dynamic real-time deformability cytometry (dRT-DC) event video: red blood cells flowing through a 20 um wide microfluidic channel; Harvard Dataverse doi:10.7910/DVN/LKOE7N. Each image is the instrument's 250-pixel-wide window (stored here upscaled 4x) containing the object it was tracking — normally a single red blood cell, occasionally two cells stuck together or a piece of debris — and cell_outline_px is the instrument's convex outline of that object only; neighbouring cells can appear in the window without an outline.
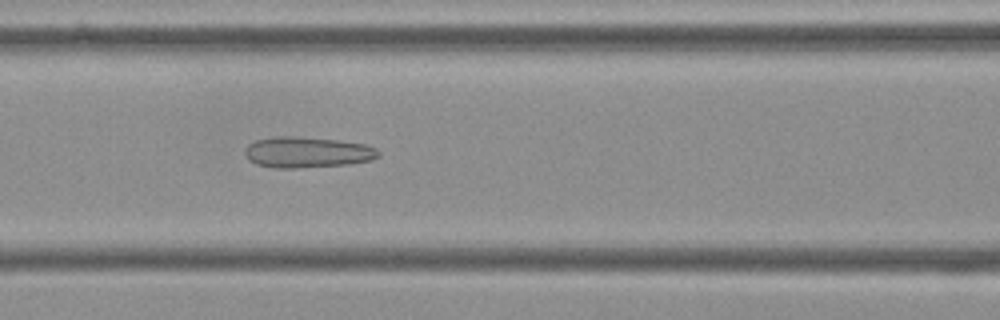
{"species": "Egyptian fruit bat (a non-hibernating species)", "species_latin": "Rousettus aegyptiacus", "temperature_condition": "cold", "stored_images_in_passage": 55, "camera_frame_rate_fps": 3000, "um_per_image_px": 0.085, "frame": {"image": 1, "passage_image": 23, "time_ms": 7.333, "image_size_px": [1000, 320], "cell_outline_px": [[380, 156], [372, 160], [348, 164], [296, 168], [272, 168], [256, 164], [248, 160], [244, 152], [244, 148], [248, 144], [256, 140], [276, 136], [292, 136], [340, 140], [364, 144], [376, 148], [380, 152]], "centroid_in_image_um": [26.09, 12.94], "position_along_channel_um": 140.5, "area_um2": 24.22}}
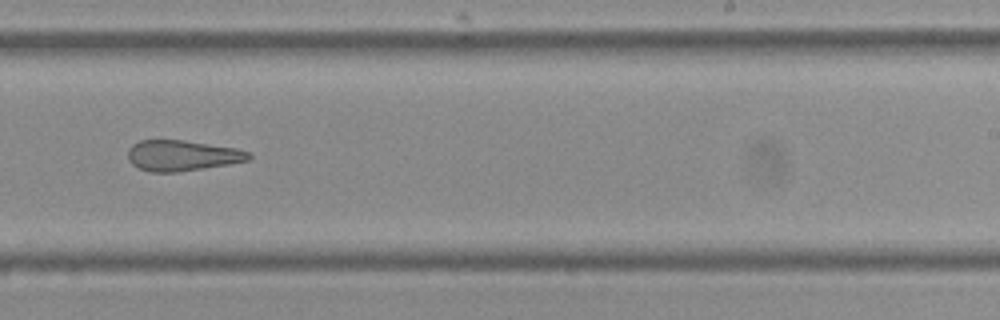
{"frame": {"image": 2, "passage_image": 34, "time_ms": 11.0, "image_size_px": [1000, 320], "cell_outline_px": [[252, 156], [248, 160], [228, 164], [204, 168], [176, 172], [148, 172], [132, 164], [128, 160], [128, 148], [132, 144], [140, 140], [184, 140], [236, 148], [248, 152]], "centroid_in_image_um": [15.44, 13.22], "position_along_channel_um": 273.6, "area_um2": 21.56}}
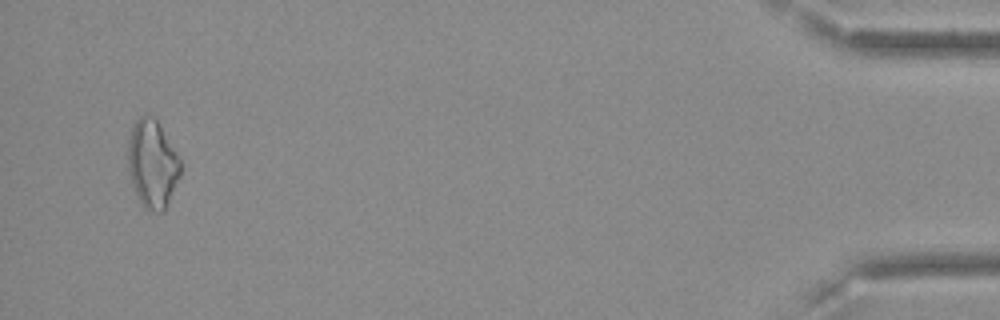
{"frame": {"image": 3, "passage_image": 53, "time_ms": 17.333, "image_size_px": [1000, 320], "cell_outline_px": [[180, 176], [164, 212], [156, 212], [144, 208], [132, 184], [128, 168], [128, 140], [132, 128], [136, 120], [144, 112], [156, 116], [180, 160]], "centroid_in_image_um": [12.95, 13.88], "position_along_channel_um": 422.3, "area_um2": 26.99}, "authors_computed_cell_mechanics": {"area_um2": 25.143, "velocity_mm_per_s": 3.6331, "shape_relaxation_time_tau1_ms": null, "shape_relaxation_time_tau2_ms": 4.115, "deformation_change_tau1": null, "deformation_change_tau2": 0.1579}}